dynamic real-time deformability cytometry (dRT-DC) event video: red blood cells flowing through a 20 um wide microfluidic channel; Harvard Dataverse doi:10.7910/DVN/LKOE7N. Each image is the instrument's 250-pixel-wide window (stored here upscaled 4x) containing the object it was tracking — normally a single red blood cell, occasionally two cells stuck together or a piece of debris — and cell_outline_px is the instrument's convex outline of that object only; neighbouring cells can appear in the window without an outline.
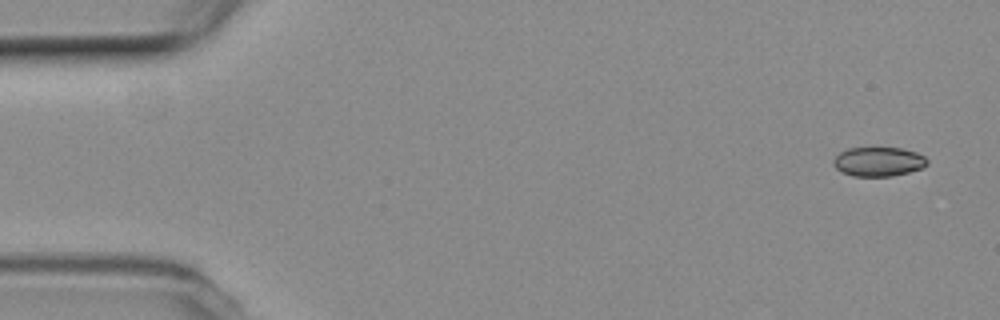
{"species": "common noctule bat (a hibernating species)", "species_latin": "Nyctalus noctula", "temperature_condition": "room temperature", "stored_images_in_passage": 5, "camera_frame_rate_fps": 3000, "um_per_image_px": 0.085, "animal": {"sex": "female", "body_mass_g": 19.3, "forearm_length_mm": 54.1}, "frame": {"image": 1, "passage_image": 1, "time_ms": 0.0, "image_size_px": [1000, 320], "cell_outline_px": [[928, 164], [920, 168], [908, 172], [892, 176], [852, 176], [840, 172], [832, 164], [832, 160], [840, 152], [848, 148], [900, 148], [916, 152], [924, 156], [928, 160]], "centroid_in_image_um": [74.63, 13.74], "position_along_channel_um": 10.4, "area_um2": 16.01}}
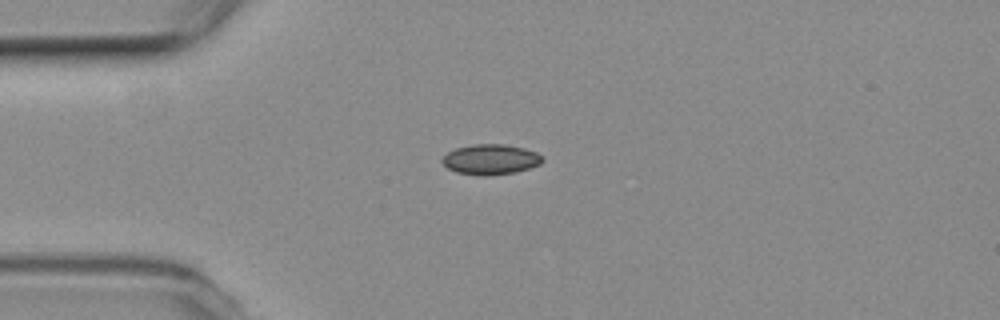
{"frame": {"image": 2, "passage_image": 4, "time_ms": 1.0, "image_size_px": [1000, 320], "cell_outline_px": [[544, 160], [540, 164], [516, 172], [484, 176], [480, 176], [456, 172], [448, 168], [440, 160], [448, 152], [456, 148], [472, 144], [504, 144], [524, 148], [536, 152], [544, 156]], "centroid_in_image_um": [41.71, 13.55], "position_along_channel_um": 43.3, "area_um2": 17.74}}